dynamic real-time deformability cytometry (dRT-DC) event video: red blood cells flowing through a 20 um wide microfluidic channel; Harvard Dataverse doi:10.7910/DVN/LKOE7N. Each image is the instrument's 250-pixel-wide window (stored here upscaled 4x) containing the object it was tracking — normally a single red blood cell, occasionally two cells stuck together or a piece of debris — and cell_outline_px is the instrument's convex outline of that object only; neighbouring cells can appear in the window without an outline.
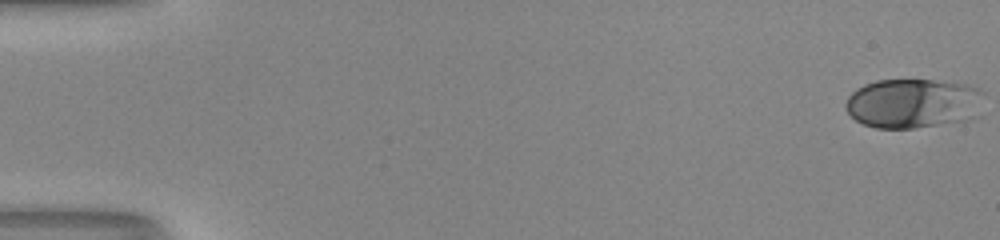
{"species": "human", "species_latin": "Homo sapiens", "temperature_condition": "room temperature", "stored_images_in_passage": 52, "camera_frame_rate_fps": 3000, "um_per_image_px": 0.085, "donor": {"sex": "male"}, "frame": {"image": 1, "passage_image": 1, "time_ms": 0.0, "image_size_px": [1000, 240], "cell_outline_px": [[980, 92], [968, 120], [912, 128], [876, 128], [864, 124], [856, 120], [848, 112], [848, 96], [856, 88], [864, 84], [876, 80], [932, 80], [968, 84], [976, 88]], "centroid_in_image_um": [77.48, 8.77], "position_along_channel_um": 7.5, "area_um2": 38.67}}
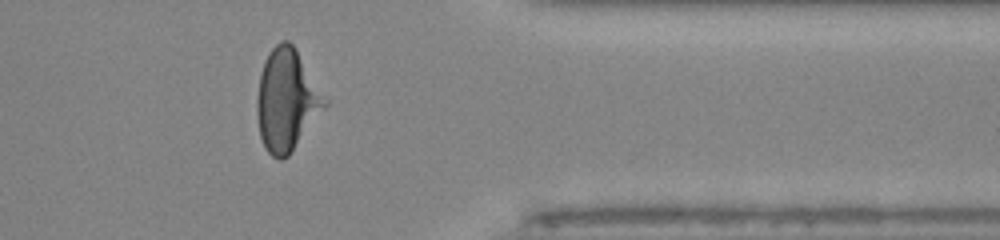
{"frame": {"image": 2, "passage_image": 43, "time_ms": 14.0, "image_size_px": [1000, 240], "cell_outline_px": [[328, 104], [288, 156], [284, 160], [280, 160], [272, 156], [264, 148], [260, 136], [256, 112], [256, 100], [260, 76], [264, 60], [268, 52], [280, 40], [288, 40], [296, 48], [328, 100]], "centroid_in_image_um": [24.36, 8.5], "position_along_channel_um": 387.0, "area_um2": 40.29}}
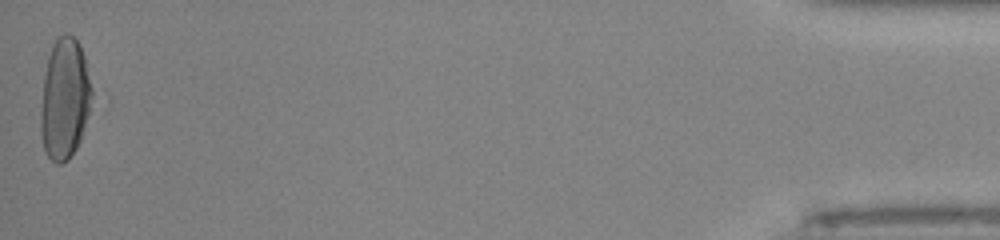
{"frame": {"image": 3, "passage_image": 52, "time_ms": 17.0, "image_size_px": [1000, 240], "cell_outline_px": [[92, 96], [88, 112], [80, 140], [76, 148], [68, 160], [60, 164], [56, 164], [44, 152], [40, 132], [40, 112], [44, 76], [48, 56], [52, 44], [64, 32], [72, 36], [80, 44], [84, 56], [92, 88]], "centroid_in_image_um": [5.47, 8.41], "position_along_channel_um": 429.7, "area_um2": 36.01}, "authors_computed_cell_mechanics": {"area_um2": 38.0324, "velocity_mm_per_s": 4.1242, "shape_relaxation_time_tau1_ms": 4.555, "shape_relaxation_time_tau2_ms": null, "deformation_change_tau1": 0.21, "deformation_change_tau2": null}}